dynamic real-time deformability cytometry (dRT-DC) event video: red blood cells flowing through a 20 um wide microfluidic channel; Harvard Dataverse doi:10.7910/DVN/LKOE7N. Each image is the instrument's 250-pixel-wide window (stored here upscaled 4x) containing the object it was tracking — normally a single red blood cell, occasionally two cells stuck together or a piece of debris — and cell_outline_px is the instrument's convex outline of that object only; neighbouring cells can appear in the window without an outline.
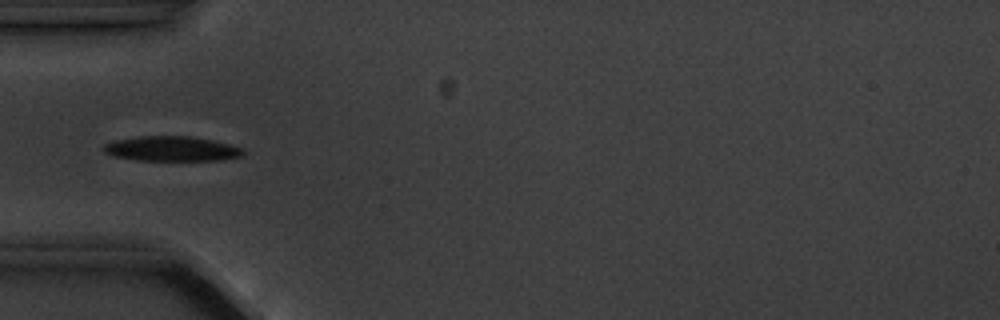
{"species": "common noctule bat (a hibernating species)", "species_latin": "Nyctalus noctula", "temperature_condition": "cold", "stored_images_in_passage": 9, "camera_frame_rate_fps": 3000, "um_per_image_px": 0.085, "animal": {"sex": "male", "body_mass_g": 20.1, "forearm_length_mm": 53.5}, "frame": {"image": 1, "passage_image": 4, "time_ms": 3.333, "image_size_px": [1000, 320], "cell_outline_px": [[244, 152], [240, 156], [220, 160], [136, 160], [112, 156], [104, 152], [100, 148], [104, 144], [116, 140], [140, 136], [192, 136], [212, 140], [244, 148]], "centroid_in_image_um": [14.54, 12.64], "position_along_channel_um": 70.5, "area_um2": 20.23}}
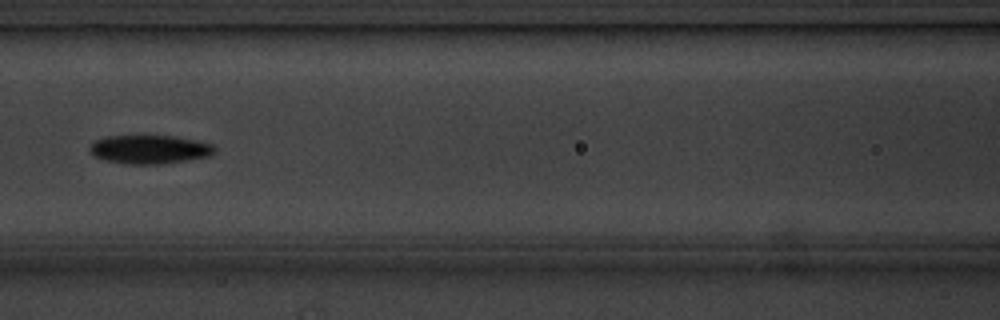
{"frame": {"image": 2, "passage_image": 6, "time_ms": 5.667, "image_size_px": [1000, 320], "cell_outline_px": [[216, 148], [208, 156], [160, 164], [128, 164], [104, 160], [96, 156], [88, 148], [96, 140], [104, 136], [176, 136], [212, 144]], "centroid_in_image_um": [12.68, 12.69], "position_along_channel_um": 153.9, "area_um2": 20.52}}